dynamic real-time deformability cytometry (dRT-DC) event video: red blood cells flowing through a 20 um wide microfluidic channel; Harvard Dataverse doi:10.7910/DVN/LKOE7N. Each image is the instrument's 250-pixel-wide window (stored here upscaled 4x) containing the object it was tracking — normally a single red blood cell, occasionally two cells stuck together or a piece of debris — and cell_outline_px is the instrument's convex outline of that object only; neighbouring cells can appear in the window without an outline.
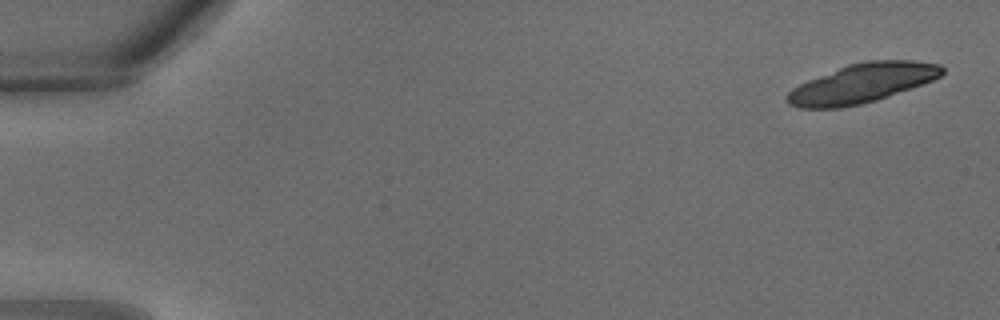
{"species": "common noctule bat (a hibernating species)", "species_latin": "Nyctalus noctula", "temperature_condition": "warm", "stored_images_in_passage": 33, "camera_frame_rate_fps": 3000, "um_per_image_px": 0.085, "animal": {"sex": "male", "body_mass_g": 18.8}, "frame": {"image": 1, "passage_image": 1, "time_ms": 0.0, "image_size_px": [1000, 320], "cell_outline_px": [[944, 72], [940, 76], [932, 80], [888, 96], [876, 100], [860, 104], [840, 108], [800, 108], [788, 104], [784, 100], [784, 96], [792, 88], [808, 80], [848, 64], [864, 60], [916, 60], [940, 64], [944, 68]], "centroid_in_image_um": [73.25, 7.07], "position_along_channel_um": 11.7, "area_um2": 35.37}}
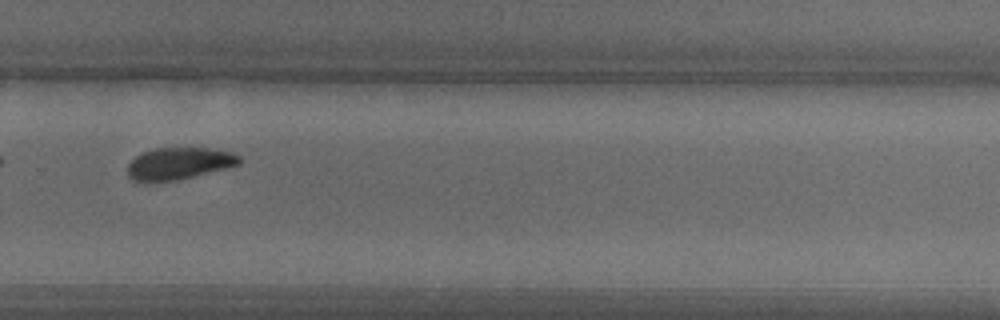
{"frame": {"image": 2, "passage_image": 23, "time_ms": 7.333, "image_size_px": [1000, 320], "cell_outline_px": [[240, 164], [176, 180], [132, 180], [128, 176], [128, 164], [136, 156], [144, 152], [156, 148], [216, 148], [232, 152], [240, 156]], "centroid_in_image_um": [15.24, 13.86], "position_along_channel_um": 314.6, "area_um2": 20.35}}
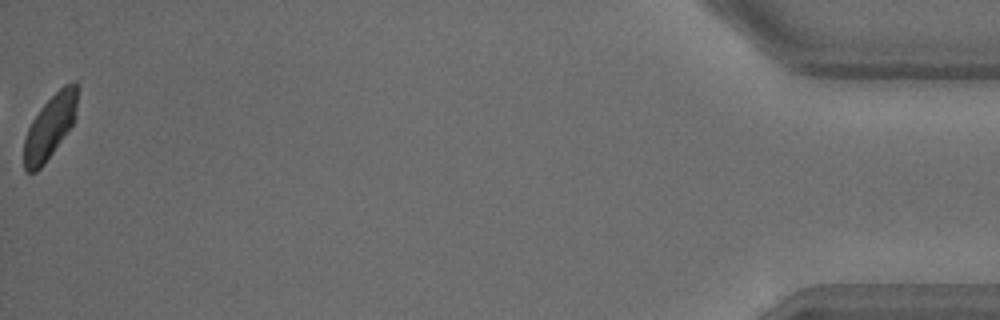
{"frame": {"image": 3, "passage_image": 33, "time_ms": 10.667, "image_size_px": [1000, 320], "cell_outline_px": [[80, 84], [76, 116], [72, 124], [44, 164], [36, 172], [28, 172], [24, 168], [24, 140], [28, 128], [32, 120], [40, 108], [64, 84], [72, 80], [76, 80]], "centroid_in_image_um": [4.29, 10.69], "position_along_channel_um": 430.9, "area_um2": 19.94}}